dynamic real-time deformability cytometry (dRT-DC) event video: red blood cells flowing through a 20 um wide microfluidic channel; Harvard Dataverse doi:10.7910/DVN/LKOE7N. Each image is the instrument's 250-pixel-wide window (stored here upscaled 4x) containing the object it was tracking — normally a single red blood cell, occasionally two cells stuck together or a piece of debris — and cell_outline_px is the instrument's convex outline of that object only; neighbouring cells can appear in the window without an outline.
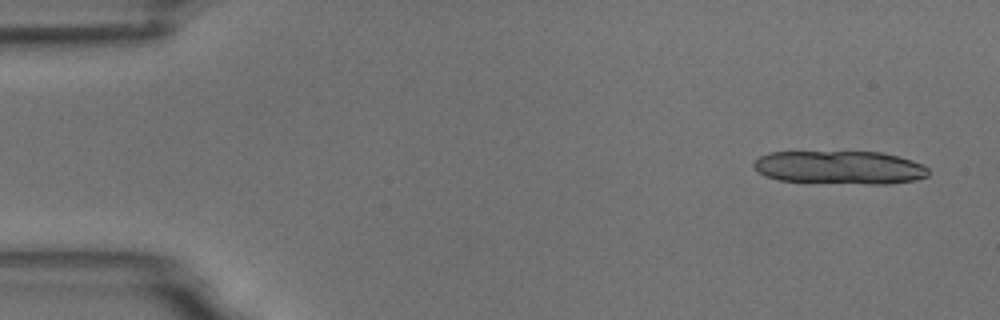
{"species": "common noctule bat (a hibernating species)", "species_latin": "Nyctalus noctula", "temperature_condition": "room temperature", "stored_images_in_passage": 6, "camera_frame_rate_fps": 3000, "um_per_image_px": 0.085, "animal": {"sex": "male", "body_mass_g": 18.8}, "frame": {"image": 1, "passage_image": 1, "time_ms": 0.0, "image_size_px": [1000, 320], "cell_outline_px": [[928, 176], [916, 180], [888, 184], [872, 184], [780, 180], [764, 176], [752, 164], [760, 156], [768, 152], [880, 152], [900, 156], [924, 164], [928, 168]], "centroid_in_image_um": [71.43, 14.23], "position_along_channel_um": 13.6, "area_um2": 33.87}}
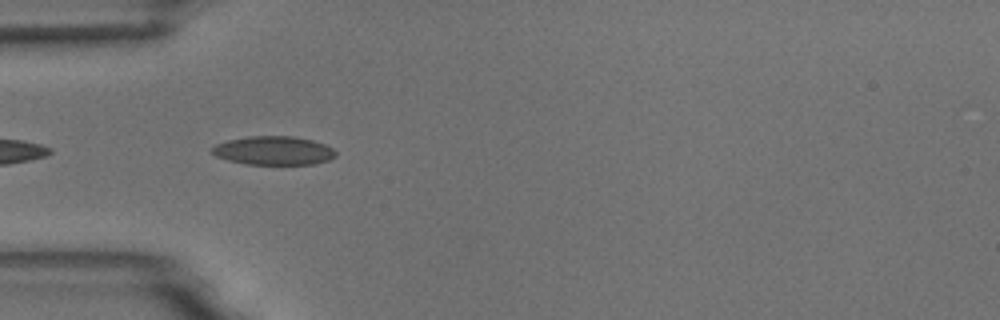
{"frame": {"image": 2, "passage_image": 5, "time_ms": 4.667, "image_size_px": [1000, 320], "cell_outline_px": [[336, 156], [328, 160], [312, 164], [244, 164], [228, 160], [216, 156], [212, 152], [212, 148], [216, 144], [228, 140], [248, 136], [292, 136], [312, 140], [324, 144], [332, 148], [336, 152]], "centroid_in_image_um": [23.25, 12.8], "position_along_channel_um": 61.7, "area_um2": 20.58}}